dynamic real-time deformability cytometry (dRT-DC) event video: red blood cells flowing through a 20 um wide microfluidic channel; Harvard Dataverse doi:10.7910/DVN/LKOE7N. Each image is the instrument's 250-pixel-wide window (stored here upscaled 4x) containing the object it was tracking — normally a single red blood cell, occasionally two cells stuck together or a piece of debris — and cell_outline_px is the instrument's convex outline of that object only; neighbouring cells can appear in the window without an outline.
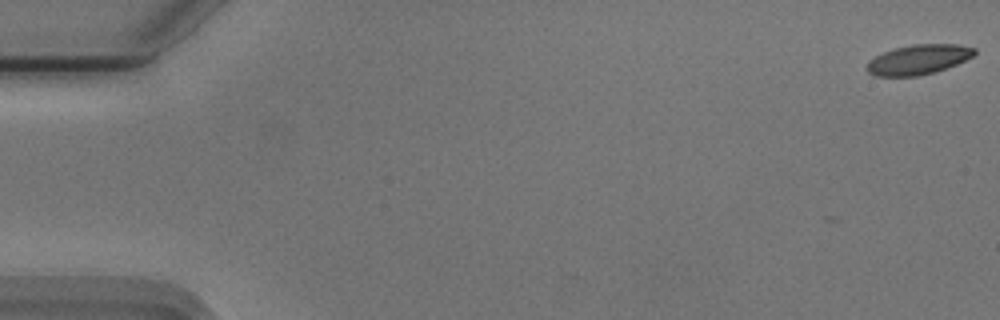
{"species": "Egyptian fruit bat (a non-hibernating species)", "species_latin": "Rousettus aegyptiacus", "temperature_condition": "cold", "stored_images_in_passage": 5, "camera_frame_rate_fps": 3000, "um_per_image_px": 0.085, "animal": {"sex": "male"}, "frame": {"image": 1, "passage_image": 1, "time_ms": 0.0, "image_size_px": [1000, 320], "cell_outline_px": [[976, 52], [972, 56], [956, 64], [932, 72], [916, 76], [876, 76], [868, 72], [864, 68], [868, 60], [892, 48], [912, 44], [956, 44], [976, 48]], "centroid_in_image_um": [78.0, 5.05], "position_along_channel_um": 7.0, "area_um2": 18.61}}